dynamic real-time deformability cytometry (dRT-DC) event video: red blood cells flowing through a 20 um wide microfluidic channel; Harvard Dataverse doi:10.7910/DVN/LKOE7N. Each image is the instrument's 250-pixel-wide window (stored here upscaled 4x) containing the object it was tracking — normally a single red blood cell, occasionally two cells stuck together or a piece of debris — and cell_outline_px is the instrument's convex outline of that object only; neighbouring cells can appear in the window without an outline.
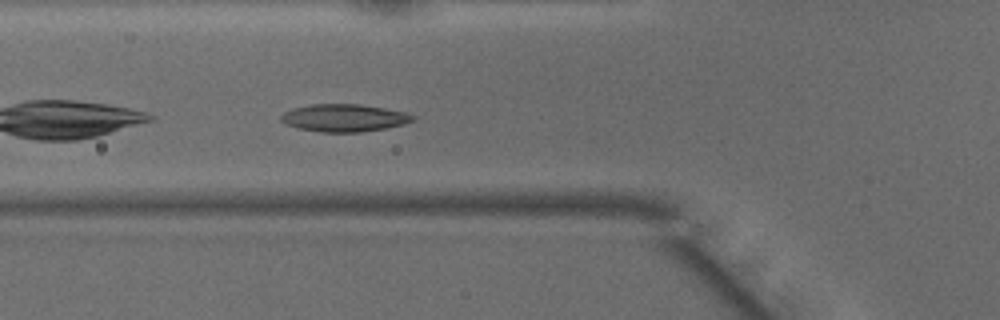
{"species": "common noctule bat (a hibernating species)", "species_latin": "Nyctalus noctula", "temperature_condition": "warm", "stored_images_in_passage": 29, "camera_frame_rate_fps": 3000, "um_per_image_px": 0.085, "animal": {"sex": "male", "body_mass_g": 15.6}, "frame": {"image": 1, "passage_image": 4, "time_ms": 1.0, "image_size_px": [1000, 320], "cell_outline_px": [[416, 120], [404, 124], [384, 128], [360, 132], [324, 132], [296, 128], [280, 120], [280, 116], [284, 112], [292, 108], [312, 104], [356, 104], [384, 108], [404, 112], [416, 116]], "centroid_in_image_um": [29.25, 10.02], "position_along_channel_um": 96.6, "area_um2": 21.04}}
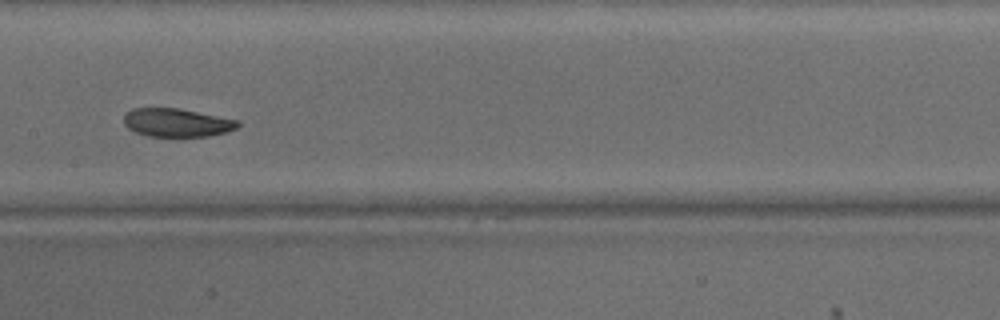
{"frame": {"image": 2, "passage_image": 11, "time_ms": 3.333, "image_size_px": [1000, 320], "cell_outline_px": [[240, 124], [236, 128], [224, 132], [208, 136], [148, 136], [136, 132], [128, 128], [124, 124], [124, 116], [132, 108], [176, 108], [240, 120]], "centroid_in_image_um": [15.02, 10.42], "position_along_channel_um": 192.4, "area_um2": 18.61}}
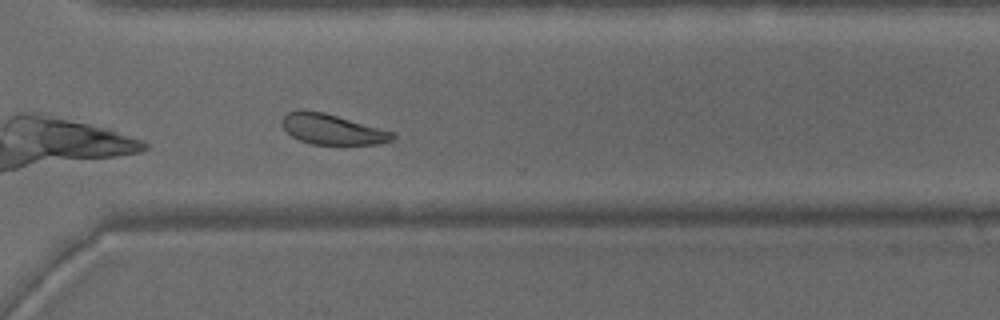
{"frame": {"image": 3, "passage_image": 22, "time_ms": 7.0, "image_size_px": [1000, 320], "cell_outline_px": [[396, 136], [392, 140], [380, 144], [312, 144], [300, 140], [292, 136], [284, 128], [284, 116], [288, 112], [296, 108], [304, 108], [324, 112], [396, 132]], "centroid_in_image_um": [28.27, 10.96], "position_along_channel_um": 342.3, "area_um2": 19.71}, "authors_computed_cell_mechanics": {"area_um2": 20.23, "velocity_mm_per_s": 4.0902, "shape_relaxation_time_tau1_ms": 2.4763, "shape_relaxation_time_tau2_ms": null, "deformation_change_tau1": 0.0894, "deformation_change_tau2": null}}